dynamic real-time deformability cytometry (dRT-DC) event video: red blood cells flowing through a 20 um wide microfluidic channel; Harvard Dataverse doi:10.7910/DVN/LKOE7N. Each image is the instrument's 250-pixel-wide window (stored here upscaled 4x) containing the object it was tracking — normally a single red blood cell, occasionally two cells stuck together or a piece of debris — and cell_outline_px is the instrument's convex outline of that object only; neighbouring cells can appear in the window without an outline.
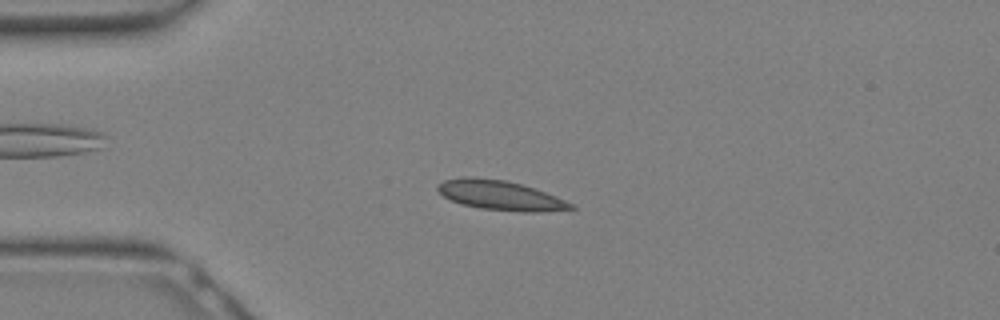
{"species": "Egyptian fruit bat (a non-hibernating species)", "species_latin": "Rousettus aegyptiacus", "temperature_condition": "warm", "stored_images_in_passage": 18, "camera_frame_rate_fps": 3000, "um_per_image_px": 0.085, "animal": {"sex": "female"}, "frame": {"image": 1, "passage_image": 7, "time_ms": 2.0, "image_size_px": [1000, 320], "cell_outline_px": [[576, 208], [540, 212], [524, 212], [480, 208], [460, 204], [444, 196], [436, 188], [436, 184], [444, 180], [464, 176], [476, 176], [508, 180], [556, 196], [576, 204]], "centroid_in_image_um": [42.51, 16.59], "position_along_channel_um": 42.5, "area_um2": 23.12}}
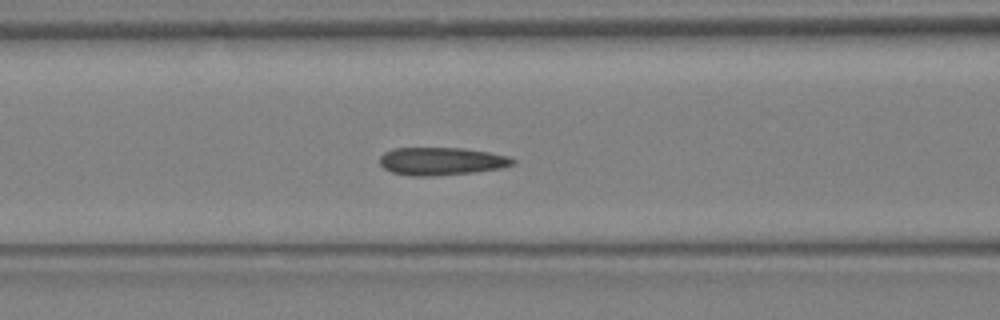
{"frame": {"image": 2, "passage_image": 12, "time_ms": 3.667, "image_size_px": [1000, 320], "cell_outline_px": [[516, 164], [500, 168], [472, 172], [432, 176], [408, 176], [392, 172], [384, 168], [380, 164], [380, 156], [384, 152], [392, 148], [464, 148], [488, 152], [508, 156], [516, 160]], "centroid_in_image_um": [37.5, 13.7], "position_along_channel_um": 129.1, "area_um2": 21.62}}
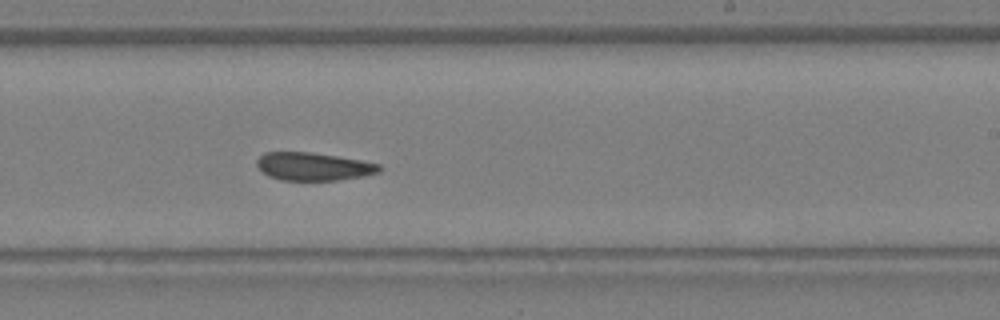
{"frame": {"image": 3, "passage_image": 18, "time_ms": 5.667, "image_size_px": [1000, 320], "cell_outline_px": [[380, 172], [360, 176], [336, 180], [284, 180], [268, 176], [256, 164], [256, 160], [264, 152], [312, 152], [360, 160], [380, 164]], "centroid_in_image_um": [26.61, 14.14], "position_along_channel_um": 262.4, "area_um2": 19.71}}